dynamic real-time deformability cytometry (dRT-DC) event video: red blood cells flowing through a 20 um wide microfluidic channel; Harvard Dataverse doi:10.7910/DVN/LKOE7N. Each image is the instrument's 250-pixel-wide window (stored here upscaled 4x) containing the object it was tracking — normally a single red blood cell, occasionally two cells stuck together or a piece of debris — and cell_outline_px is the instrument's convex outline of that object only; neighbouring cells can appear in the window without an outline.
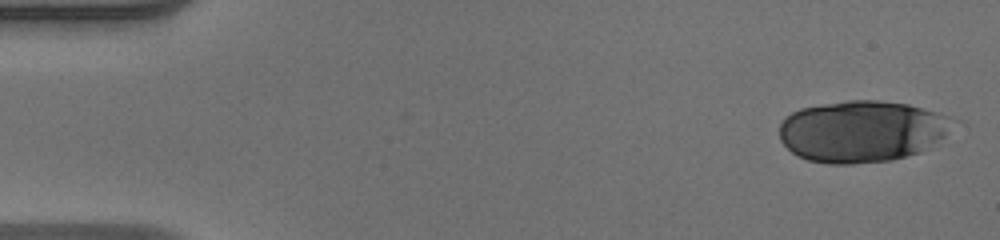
{"species": "human", "species_latin": "Homo sapiens", "temperature_condition": "warm", "stored_images_in_passage": 47, "camera_frame_rate_fps": 3000, "um_per_image_px": 0.085, "donor": {"sex": "male"}, "frame": {"image": 1, "passage_image": 1, "time_ms": 0.0, "image_size_px": [1000, 240], "cell_outline_px": [[960, 120], [944, 136], [928, 148], [920, 152], [892, 160], [852, 164], [828, 164], [808, 160], [792, 152], [780, 140], [780, 124], [792, 112], [800, 108], [820, 104], [844, 100], [880, 100], [908, 104], [936, 112]], "centroid_in_image_um": [73.29, 11.15], "position_along_channel_um": 11.7, "area_um2": 62.6}}
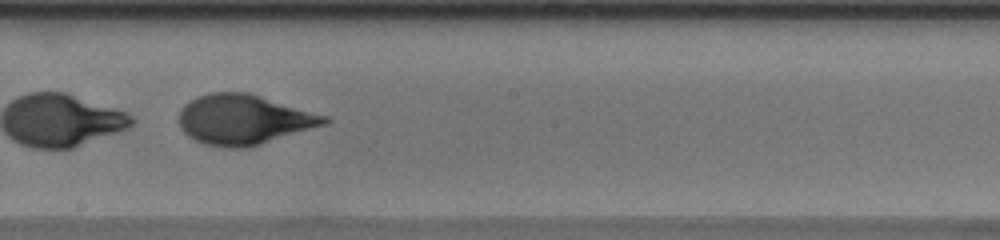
{"frame": {"image": 2, "passage_image": 27, "time_ms": 8.667, "image_size_px": [1000, 240], "cell_outline_px": [[332, 120], [328, 124], [248, 148], [220, 148], [204, 144], [188, 136], [180, 128], [180, 108], [184, 104], [196, 96], [208, 92], [248, 92], [328, 116]], "centroid_in_image_um": [20.73, 10.17], "position_along_channel_um": 227.5, "area_um2": 42.77}}
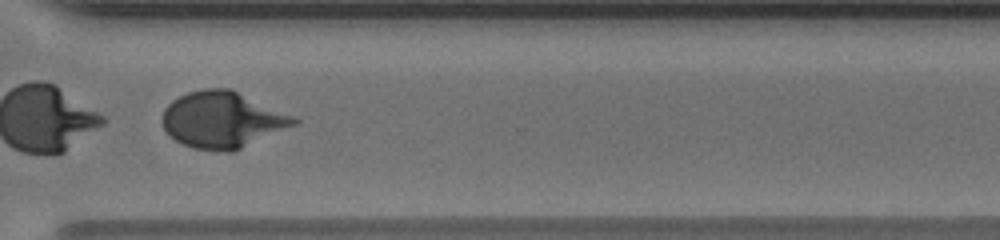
{"frame": {"image": 3, "passage_image": 36, "time_ms": 11.667, "image_size_px": [1000, 240], "cell_outline_px": [[300, 120], [296, 124], [232, 152], [224, 152], [192, 148], [168, 136], [160, 120], [160, 116], [164, 108], [172, 100], [188, 92], [204, 88], [232, 88], [296, 116]], "centroid_in_image_um": [18.89, 10.16], "position_along_channel_um": 351.7, "area_um2": 43.7}}